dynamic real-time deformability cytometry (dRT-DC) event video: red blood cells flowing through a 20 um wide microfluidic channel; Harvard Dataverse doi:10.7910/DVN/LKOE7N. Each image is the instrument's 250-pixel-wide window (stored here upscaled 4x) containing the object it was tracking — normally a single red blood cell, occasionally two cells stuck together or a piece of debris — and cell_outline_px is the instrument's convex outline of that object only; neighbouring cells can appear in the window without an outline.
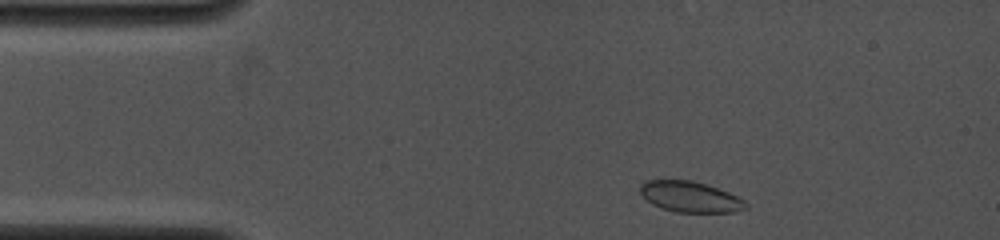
{"species": "common noctule bat (a hibernating species)", "species_latin": "Nyctalus noctula", "temperature_condition": "cold", "stored_images_in_passage": 37, "camera_frame_rate_fps": 4000, "um_per_image_px": 0.085, "animal": {"sex": "female", "body_mass_g": 19.0, "forearm_length_mm": 53.3}, "frame": {"image": 1, "passage_image": 1, "time_ms": 0.0, "image_size_px": [1000, 240], "cell_outline_px": [[748, 208], [736, 212], [676, 212], [660, 208], [652, 204], [640, 192], [640, 184], [644, 180], [692, 180], [728, 192], [744, 200], [748, 204]], "centroid_in_image_um": [58.66, 16.73], "position_along_channel_um": 26.3, "area_um2": 18.9}}
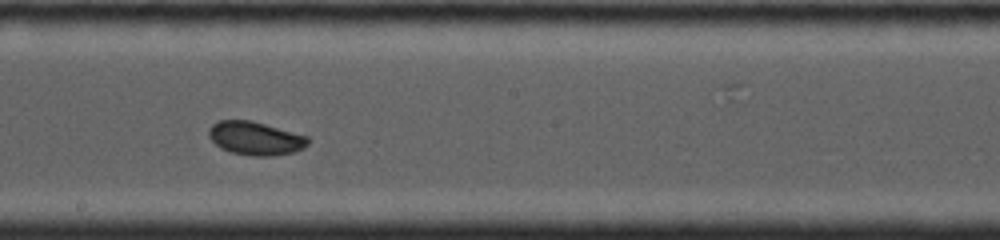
{"frame": {"image": 2, "passage_image": 18, "time_ms": 6.25, "image_size_px": [1000, 240], "cell_outline_px": [[308, 144], [304, 148], [296, 152], [272, 156], [252, 156], [232, 152], [220, 148], [208, 136], [208, 128], [212, 124], [220, 120], [252, 120], [308, 136]], "centroid_in_image_um": [21.71, 11.75], "position_along_channel_um": 226.5, "area_um2": 19.48}}
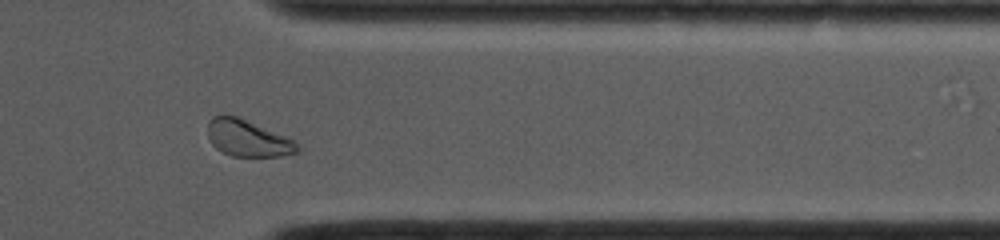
{"frame": {"image": 3, "passage_image": 32, "time_ms": 10.25, "image_size_px": [1000, 240], "cell_outline_px": [[300, 152], [280, 156], [232, 156], [216, 148], [212, 144], [208, 136], [208, 120], [212, 116], [236, 116], [296, 140], [300, 144]], "centroid_in_image_um": [21.1, 11.76], "position_along_channel_um": 390.3, "area_um2": 19.07}, "authors_computed_cell_mechanics": {"area_um2": 19.2474, "velocity_mm_per_s": 4.0928, "shape_relaxation_time_tau1_ms": 9.231, "shape_relaxation_time_tau2_ms": null, "deformation_change_tau1": 0.1348, "deformation_change_tau2": null}}